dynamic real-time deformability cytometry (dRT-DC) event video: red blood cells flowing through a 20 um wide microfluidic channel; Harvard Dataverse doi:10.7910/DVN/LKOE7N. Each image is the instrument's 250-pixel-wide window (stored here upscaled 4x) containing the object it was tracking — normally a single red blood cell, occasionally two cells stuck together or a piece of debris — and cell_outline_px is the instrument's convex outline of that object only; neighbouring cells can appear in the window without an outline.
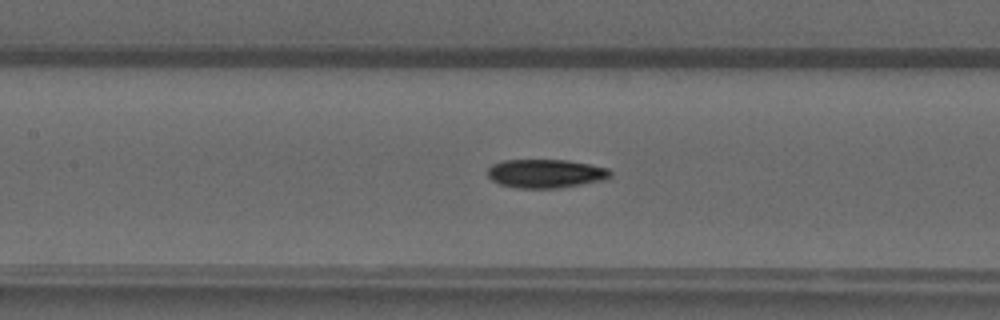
{"species": "common noctule bat (a hibernating species)", "species_latin": "Nyctalus noctula", "temperature_condition": "warm", "stored_images_in_passage": 48, "camera_frame_rate_fps": 3000, "um_per_image_px": 0.085, "animal": {"sex": "male", "forearm_length_mm": 52.5}, "frame": {"image": 1, "passage_image": 22, "time_ms": 7.0, "image_size_px": [1000, 320], "cell_outline_px": [[612, 176], [604, 180], [556, 188], [516, 188], [500, 184], [492, 180], [488, 176], [488, 168], [492, 164], [504, 160], [568, 160], [592, 164], [608, 168], [612, 172]], "centroid_in_image_um": [46.4, 14.74], "position_along_channel_um": 161.0, "area_um2": 20.58}}
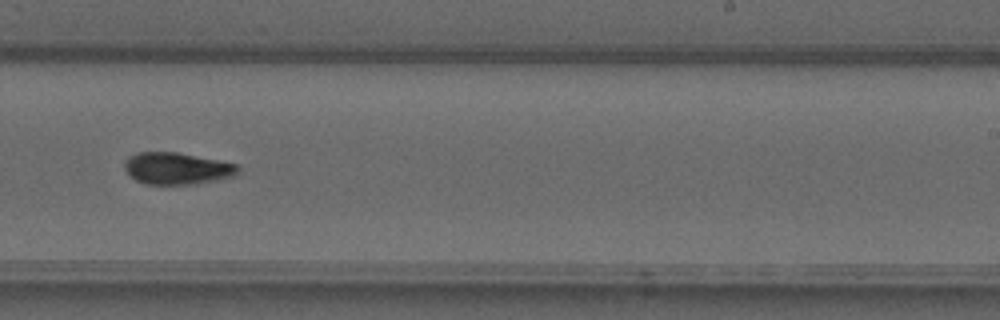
{"frame": {"image": 2, "passage_image": 30, "time_ms": 9.667, "image_size_px": [1000, 320], "cell_outline_px": [[240, 168], [232, 176], [216, 180], [196, 184], [144, 184], [136, 180], [124, 168], [124, 164], [132, 156], [140, 152], [176, 152], [236, 164]], "centroid_in_image_um": [15.04, 14.33], "position_along_channel_um": 274.0, "area_um2": 20.58}}
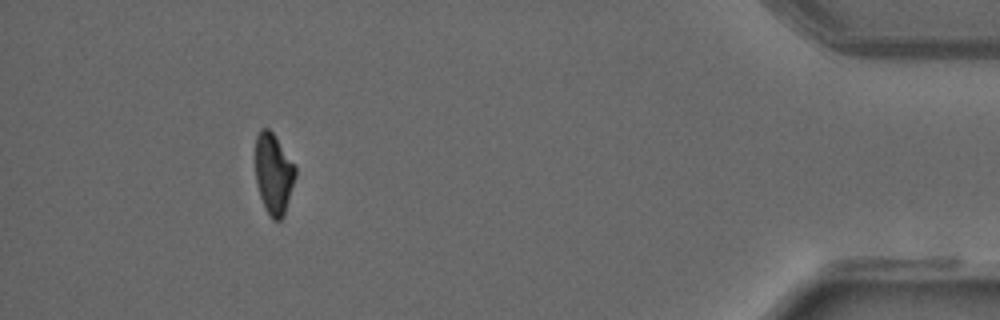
{"frame": {"image": 3, "passage_image": 44, "time_ms": 14.333, "image_size_px": [1000, 320], "cell_outline_px": [[296, 176], [284, 216], [280, 220], [272, 220], [264, 208], [256, 184], [256, 136], [260, 128], [268, 128], [276, 136], [296, 168]], "centroid_in_image_um": [23.25, 14.78], "position_along_channel_um": 411.9, "area_um2": 18.9}}